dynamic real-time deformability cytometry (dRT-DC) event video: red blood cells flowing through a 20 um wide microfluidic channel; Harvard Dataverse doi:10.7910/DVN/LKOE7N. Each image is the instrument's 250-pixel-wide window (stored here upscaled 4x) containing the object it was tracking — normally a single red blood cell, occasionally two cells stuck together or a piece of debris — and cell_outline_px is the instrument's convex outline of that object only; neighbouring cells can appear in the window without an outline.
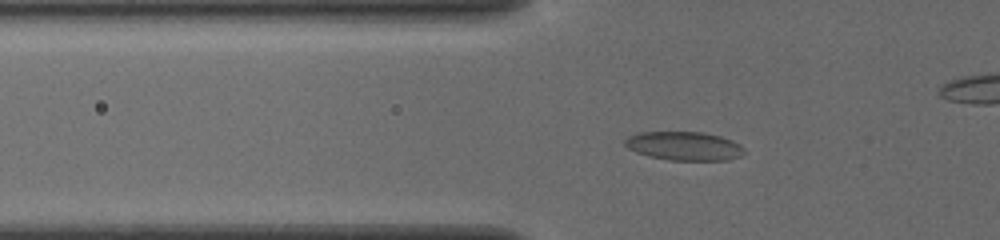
{"species": "common noctule bat (a hibernating species)", "species_latin": "Nyctalus noctula", "temperature_condition": "cold", "stored_images_in_passage": 51, "camera_frame_rate_fps": 3000, "um_per_image_px": 0.085, "animal": {"sex": "female", "body_mass_g": 19.5, "forearm_length_mm": 54.1}, "frame": {"image": 1, "passage_image": 16, "time_ms": 5.0, "image_size_px": [1000, 240], "cell_outline_px": [[744, 152], [740, 156], [728, 160], [668, 160], [648, 156], [636, 152], [628, 148], [624, 144], [624, 140], [628, 136], [636, 132], [704, 132], [720, 136], [732, 140], [740, 144], [744, 148]], "centroid_in_image_um": [58.13, 12.4], "position_along_channel_um": 67.7, "area_um2": 20.11}}
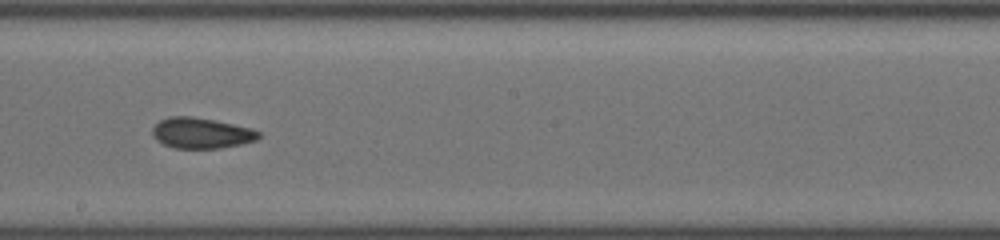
{"frame": {"image": 2, "passage_image": 29, "time_ms": 9.333, "image_size_px": [1000, 240], "cell_outline_px": [[260, 136], [256, 140], [240, 144], [220, 148], [172, 148], [156, 140], [152, 136], [152, 128], [160, 120], [168, 116], [192, 116], [216, 120], [252, 128], [260, 132]], "centroid_in_image_um": [17.09, 11.3], "position_along_channel_um": 231.1, "area_um2": 19.13}}
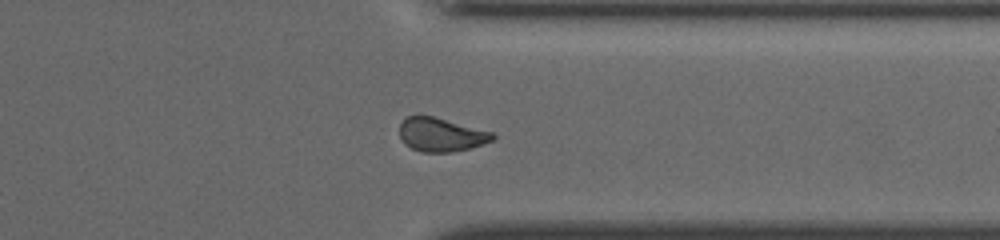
{"frame": {"image": 3, "passage_image": 40, "time_ms": 13.0, "image_size_px": [1000, 240], "cell_outline_px": [[496, 136], [492, 140], [468, 148], [452, 152], [420, 152], [404, 144], [400, 136], [400, 124], [408, 116], [432, 116], [492, 132]], "centroid_in_image_um": [37.45, 11.46], "position_along_channel_um": 373.9, "area_um2": 17.92}, "authors_computed_cell_mechanics": {"area_um2": 18.9584, "velocity_mm_per_s": 3.8903, "shape_relaxation_time_tau1_ms": 5.6441, "shape_relaxation_time_tau2_ms": 2.2115, "deformation_change_tau1": 0.1041, "deformation_change_tau2": 0.0671}}